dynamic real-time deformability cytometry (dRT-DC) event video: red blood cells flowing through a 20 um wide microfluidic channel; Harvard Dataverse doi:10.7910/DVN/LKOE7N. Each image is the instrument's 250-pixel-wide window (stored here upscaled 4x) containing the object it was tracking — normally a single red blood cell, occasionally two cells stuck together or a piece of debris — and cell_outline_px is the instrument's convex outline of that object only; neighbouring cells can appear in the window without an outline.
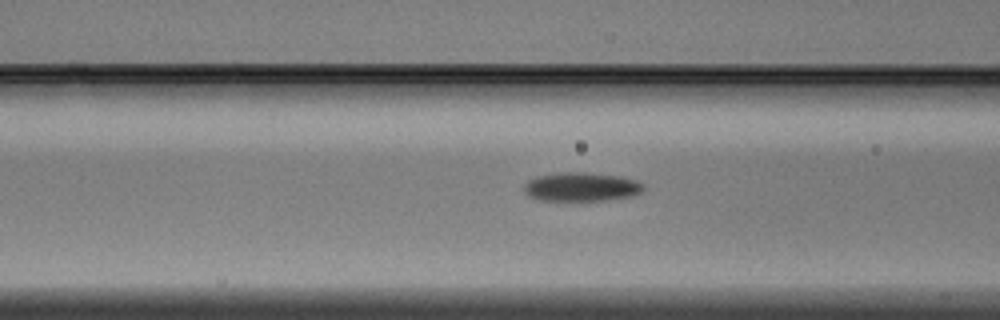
{"species": "Egyptian fruit bat (a non-hibernating species)", "species_latin": "Rousettus aegyptiacus", "temperature_condition": "warm", "stored_images_in_passage": 6, "camera_frame_rate_fps": 3000, "um_per_image_px": 0.085, "animal": {"sex": "male"}, "frame": {"image": 1, "passage_image": 4, "time_ms": 1.0, "image_size_px": [1000, 320], "cell_outline_px": [[644, 188], [640, 192], [632, 196], [604, 200], [540, 200], [528, 196], [524, 192], [524, 184], [528, 180], [536, 176], [560, 172], [584, 172], [620, 176], [636, 180], [644, 184]], "centroid_in_image_um": [49.39, 15.87], "position_along_channel_um": 117.2, "area_um2": 20.11}}